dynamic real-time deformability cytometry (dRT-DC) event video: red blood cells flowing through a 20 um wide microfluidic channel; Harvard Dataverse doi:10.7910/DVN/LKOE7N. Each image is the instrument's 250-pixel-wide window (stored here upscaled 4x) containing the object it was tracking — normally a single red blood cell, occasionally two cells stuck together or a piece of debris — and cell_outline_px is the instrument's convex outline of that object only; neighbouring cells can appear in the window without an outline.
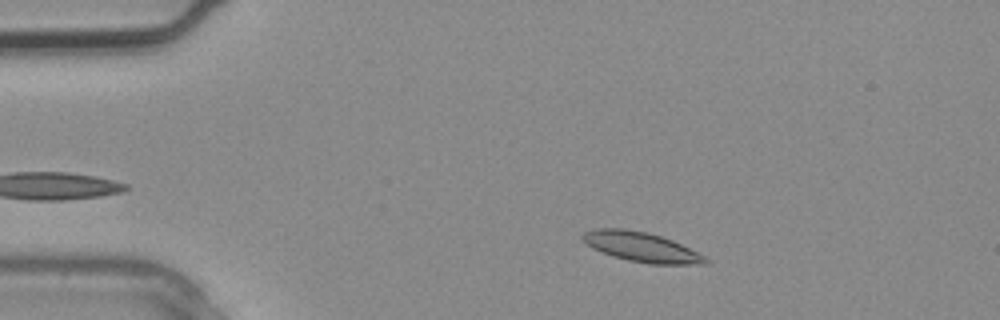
{"species": "common noctule bat (a hibernating species)", "species_latin": "Nyctalus noctula", "temperature_condition": "warm", "stored_images_in_passage": 3, "camera_frame_rate_fps": 3000, "um_per_image_px": 0.085, "animal": {"sex": "male", "body_mass_g": 20.4}, "frame": {"image": 1, "passage_image": 1, "time_ms": 0.0, "image_size_px": [1000, 320], "cell_outline_px": [[708, 264], [652, 264], [628, 260], [612, 256], [600, 252], [592, 248], [580, 236], [584, 232], [596, 228], [624, 228], [644, 232], [660, 236], [672, 240], [704, 256], [708, 260]], "centroid_in_image_um": [54.47, 20.99], "position_along_channel_um": 30.5, "area_um2": 20.98}}